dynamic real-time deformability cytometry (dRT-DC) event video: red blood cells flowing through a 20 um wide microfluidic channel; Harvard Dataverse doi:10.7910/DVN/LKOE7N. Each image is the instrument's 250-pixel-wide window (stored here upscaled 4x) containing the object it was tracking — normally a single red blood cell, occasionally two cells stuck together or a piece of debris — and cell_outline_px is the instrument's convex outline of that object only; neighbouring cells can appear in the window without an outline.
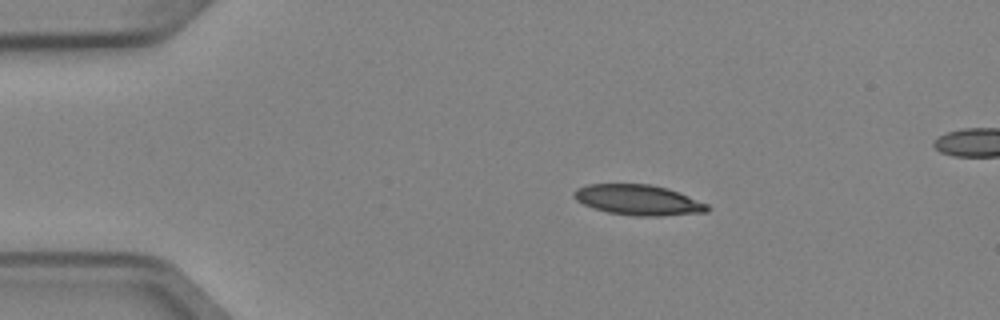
{"species": "Egyptian fruit bat (a non-hibernating species)", "species_latin": "Rousettus aegyptiacus", "temperature_condition": "cold", "stored_images_in_passage": 3, "camera_frame_rate_fps": 3000, "um_per_image_px": 0.085, "animal": {"sex": "female"}, "frame": {"image": 1, "passage_image": 1, "time_ms": 0.0, "image_size_px": [1000, 320], "cell_outline_px": [[712, 208], [708, 212], [660, 216], [636, 216], [608, 212], [584, 204], [576, 200], [572, 196], [572, 192], [576, 188], [588, 184], [652, 184], [668, 188], [708, 204]], "centroid_in_image_um": [54.27, 16.99], "position_along_channel_um": 30.7, "area_um2": 23.7}}